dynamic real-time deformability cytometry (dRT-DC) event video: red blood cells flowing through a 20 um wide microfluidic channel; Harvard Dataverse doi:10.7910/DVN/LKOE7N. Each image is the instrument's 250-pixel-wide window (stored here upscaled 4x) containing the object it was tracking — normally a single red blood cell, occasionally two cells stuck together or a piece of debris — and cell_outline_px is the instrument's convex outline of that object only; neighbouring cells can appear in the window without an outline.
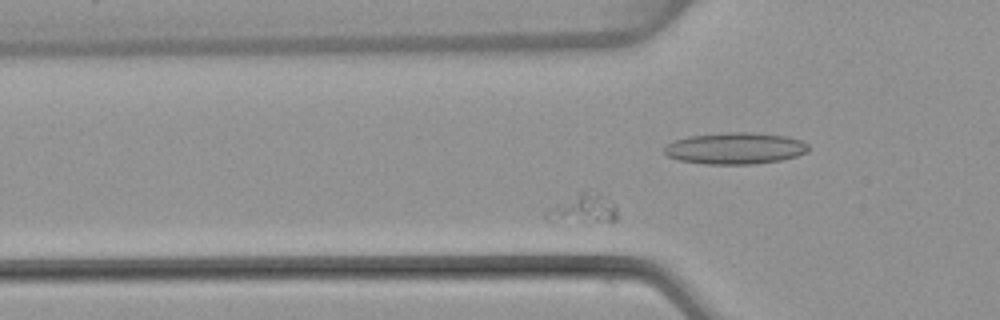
{"species": "common noctule bat (a hibernating species)", "species_latin": "Nyctalus noctula", "temperature_condition": "warm", "stored_images_in_passage": 53, "camera_frame_rate_fps": 3000, "um_per_image_px": 0.085, "animal": {"sex": "female", "body_mass_g": 22.7, "forearm_length_mm": 54.2}, "frame": {"image": 1, "passage_image": 17, "time_ms": 5.333, "image_size_px": [1000, 320], "cell_outline_px": [[616, 220], [584, 224], [544, 220], [544, 212], [548, 208], [580, 192], [584, 192], [604, 196], [616, 204]], "centroid_in_image_um": [49.52, 17.82], "position_along_channel_um": 76.3, "area_um2": 12.25}}
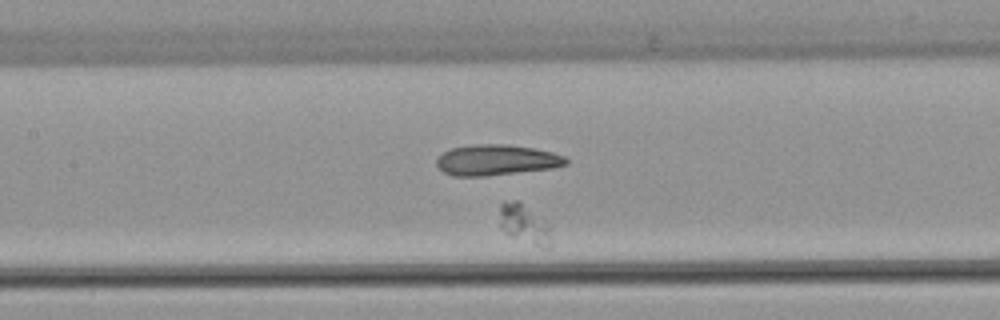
{"frame": {"image": 2, "passage_image": 25, "time_ms": 8.0, "image_size_px": [1000, 320], "cell_outline_px": [[552, 248], [548, 248], [508, 236], [500, 228], [500, 204], [512, 200], [516, 200], [548, 224], [552, 236]], "centroid_in_image_um": [44.56, 19.09], "position_along_channel_um": 162.8, "area_um2": 11.56}}
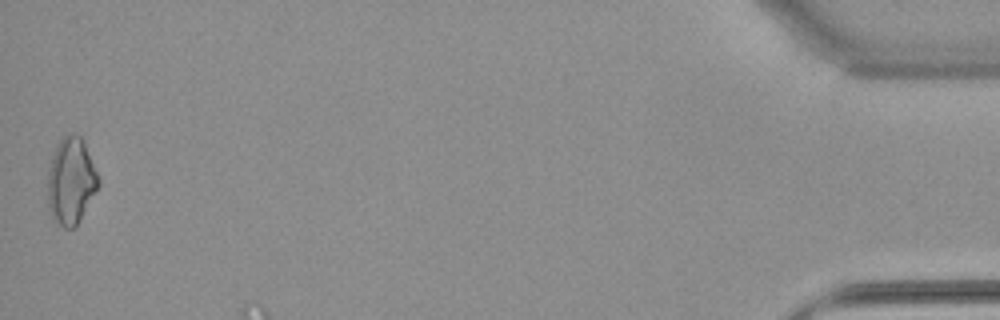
{"frame": {"image": 3, "passage_image": 53, "time_ms": 17.333, "image_size_px": [1000, 320], "cell_outline_px": [[100, 184], [76, 224], [72, 228], [64, 228], [56, 224], [52, 220], [48, 208], [48, 168], [56, 144], [64, 132], [72, 132], [80, 136], [84, 140], [100, 180]], "centroid_in_image_um": [6.01, 15.33], "position_along_channel_um": 429.2, "area_um2": 25.89}}